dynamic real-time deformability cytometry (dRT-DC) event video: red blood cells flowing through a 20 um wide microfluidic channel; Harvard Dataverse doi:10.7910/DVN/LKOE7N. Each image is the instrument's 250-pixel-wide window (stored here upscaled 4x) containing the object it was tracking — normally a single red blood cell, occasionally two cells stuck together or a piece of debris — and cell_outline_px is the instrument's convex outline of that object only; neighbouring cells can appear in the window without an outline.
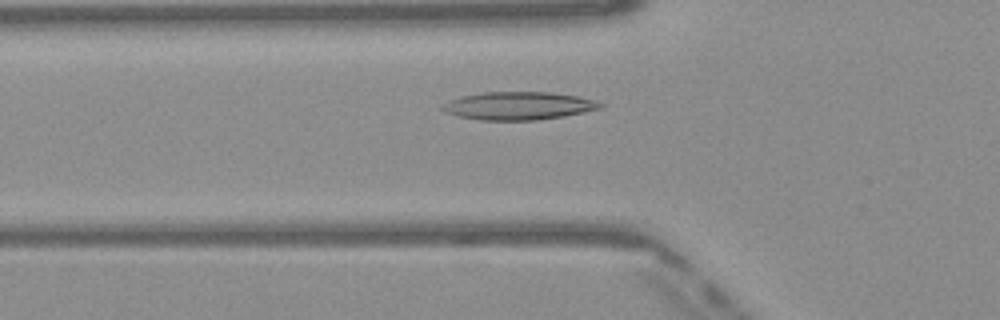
{"species": "Egyptian fruit bat (a non-hibernating species)", "species_latin": "Rousettus aegyptiacus", "temperature_condition": "warm", "stored_images_in_passage": 43, "camera_frame_rate_fps": 3000, "um_per_image_px": 0.085, "frame": {"image": 1, "passage_image": 11, "time_ms": 3.333, "image_size_px": [1000, 320], "cell_outline_px": [[604, 108], [564, 116], [536, 120], [480, 120], [460, 116], [444, 112], [440, 108], [448, 100], [460, 96], [484, 92], [552, 92], [576, 96], [596, 100], [604, 104]], "centroid_in_image_um": [44.09, 8.99], "position_along_channel_um": 81.7, "area_um2": 25.84}}
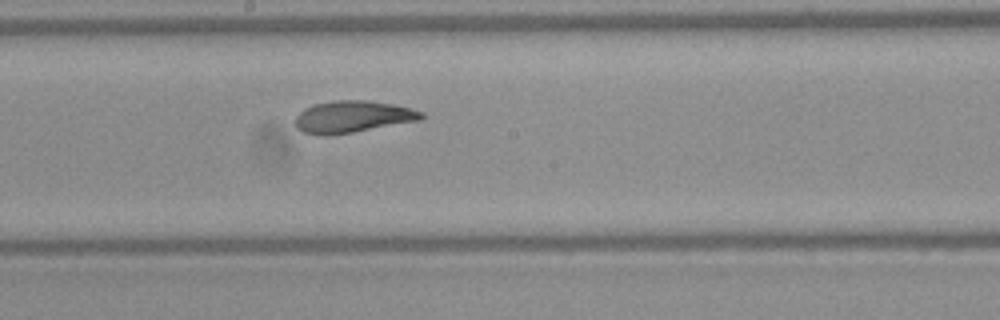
{"frame": {"image": 2, "passage_image": 21, "time_ms": 6.667, "image_size_px": [1000, 320], "cell_outline_px": [[424, 116], [420, 120], [352, 132], [328, 136], [320, 136], [304, 132], [296, 128], [296, 116], [304, 108], [312, 104], [336, 100], [368, 100], [392, 104], [412, 108], [424, 112]], "centroid_in_image_um": [29.96, 9.92], "position_along_channel_um": 218.2, "area_um2": 23.47}}
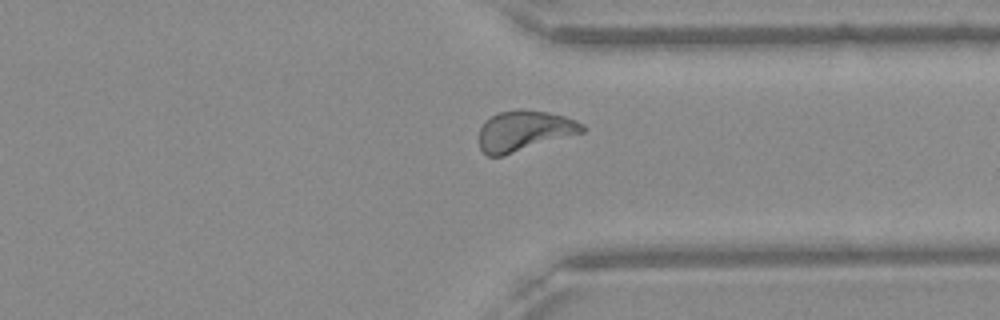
{"frame": {"image": 3, "passage_image": 32, "time_ms": 10.333, "image_size_px": [1000, 320], "cell_outline_px": [[588, 128], [584, 132], [504, 156], [488, 156], [480, 148], [480, 128], [484, 120], [500, 112], [548, 112], [564, 116], [576, 120], [584, 124]], "centroid_in_image_um": [44.6, 11.16], "position_along_channel_um": 366.8, "area_um2": 23.87}, "authors_computed_cell_mechanics": {"area_um2": 23.8714, "velocity_mm_per_s": 4.0622, "shape_relaxation_time_tau1_ms": 5.5412, "shape_relaxation_time_tau2_ms": 1.7954, "deformation_change_tau1": 0.1842, "deformation_change_tau2": 0.0833}}